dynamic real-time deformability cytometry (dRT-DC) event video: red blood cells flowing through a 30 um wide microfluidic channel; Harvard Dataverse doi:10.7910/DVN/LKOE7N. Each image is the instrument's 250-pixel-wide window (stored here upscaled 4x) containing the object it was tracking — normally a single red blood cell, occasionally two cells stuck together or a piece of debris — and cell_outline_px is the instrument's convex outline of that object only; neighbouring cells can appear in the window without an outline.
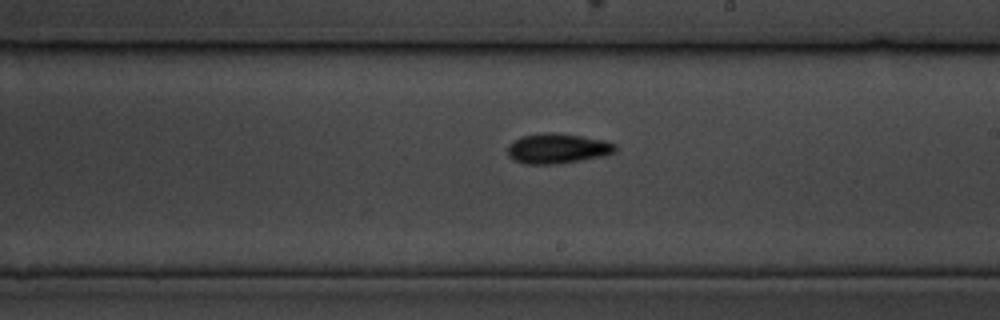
{"species": "common noctule bat (a hibernating species)", "species_latin": "Nyctalus noctula", "temperature_condition": "cold", "stored_images_in_passage": 11, "segment_of_instrument_passage": [2, 2], "camera_frame_rate_fps": 3000, "um_per_image_px": 0.085, "animal": {"sex": "male", "body_mass_g": 19.5, "forearm_length_mm": 54.6}, "frame": {"image": 1, "passage_image": 11, "time_ms": 12.333, "image_size_px": [1000, 320], "cell_outline_px": [[616, 152], [604, 156], [556, 164], [524, 164], [512, 160], [508, 156], [508, 144], [524, 136], [544, 132], [556, 132], [604, 140], [616, 144]], "centroid_in_image_um": [47.38, 12.63], "position_along_channel_um": 241.6, "area_um2": 18.9}}